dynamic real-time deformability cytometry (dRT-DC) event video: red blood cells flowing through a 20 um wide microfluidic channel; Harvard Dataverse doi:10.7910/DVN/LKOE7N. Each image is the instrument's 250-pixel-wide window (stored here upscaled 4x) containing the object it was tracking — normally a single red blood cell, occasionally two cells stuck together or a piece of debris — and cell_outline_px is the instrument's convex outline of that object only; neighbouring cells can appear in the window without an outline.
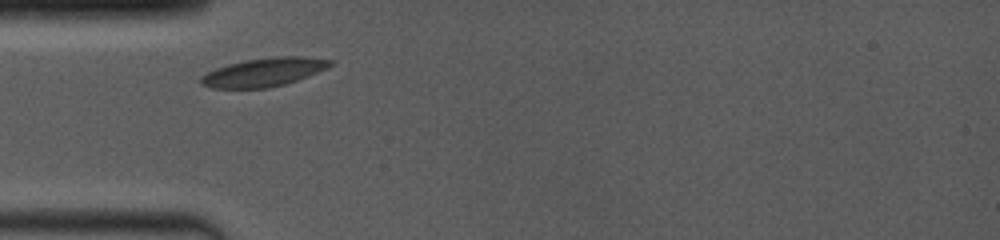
{"species": "common noctule bat (a hibernating species)", "species_latin": "Nyctalus noctula", "temperature_condition": "room temperature", "stored_images_in_passage": 38, "camera_frame_rate_fps": 4000, "um_per_image_px": 0.085, "animal": {"sex": "female", "body_mass_g": 19.0, "forearm_length_mm": 53.3}, "frame": {"image": 1, "passage_image": 1, "time_ms": 0.0, "image_size_px": [1000, 240], "cell_outline_px": [[332, 64], [328, 68], [308, 76], [284, 84], [268, 88], [212, 88], [200, 84], [200, 76], [216, 68], [228, 64], [244, 60], [276, 56], [304, 56], [332, 60]], "centroid_in_image_um": [22.42, 6.13], "position_along_channel_um": 62.6, "area_um2": 21.5}}
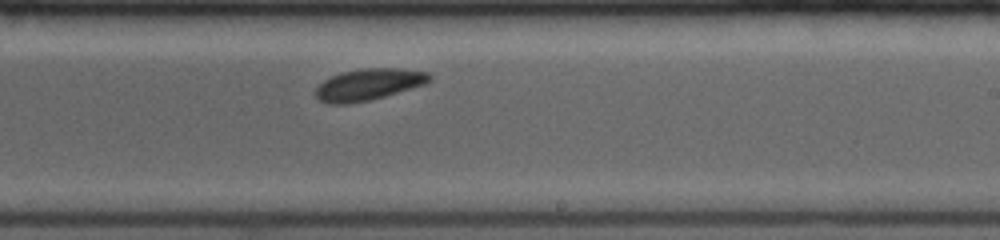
{"frame": {"image": 2, "passage_image": 22, "time_ms": 5.0, "image_size_px": [1000, 240], "cell_outline_px": [[432, 80], [424, 84], [384, 96], [368, 100], [344, 104], [328, 104], [316, 100], [316, 88], [324, 80], [340, 72], [360, 68], [400, 68], [428, 72], [432, 76]], "centroid_in_image_um": [31.31, 7.17], "position_along_channel_um": 257.7, "area_um2": 20.92}}
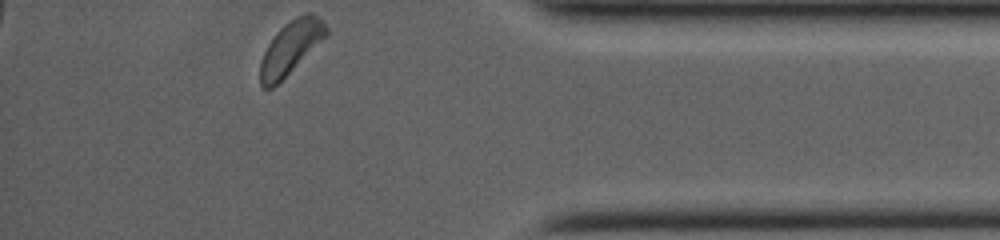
{"frame": {"image": 3, "passage_image": 38, "time_ms": 9.25, "image_size_px": [1000, 240], "cell_outline_px": [[328, 36], [272, 88], [264, 88], [260, 84], [260, 60], [268, 44], [276, 32], [284, 24], [296, 16], [304, 12], [312, 12], [328, 28]], "centroid_in_image_um": [24.71, 4.02], "position_along_channel_um": 410.5, "area_um2": 20.29}, "authors_computed_cell_mechanics": {"area_um2": 20.8369, "velocity_mm_per_s": 3.935, "shape_relaxation_time_tau1_ms": 1.9295, "shape_relaxation_time_tau2_ms": null, "deformation_change_tau1": 0.0586, "deformation_change_tau2": null}}